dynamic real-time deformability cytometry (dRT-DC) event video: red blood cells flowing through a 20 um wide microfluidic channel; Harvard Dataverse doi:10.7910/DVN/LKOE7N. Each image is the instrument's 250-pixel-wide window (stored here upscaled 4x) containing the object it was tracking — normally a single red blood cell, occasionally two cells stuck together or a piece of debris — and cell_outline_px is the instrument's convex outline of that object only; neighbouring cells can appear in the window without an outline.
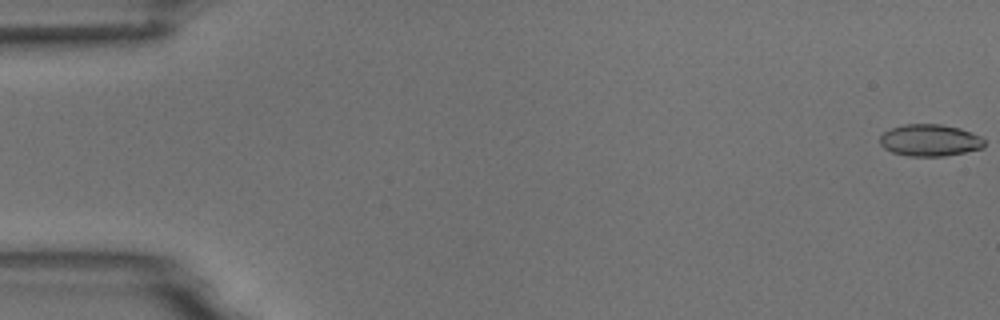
{"species": "common noctule bat (a hibernating species)", "species_latin": "Nyctalus noctula", "temperature_condition": "room temperature", "stored_images_in_passage": 5, "camera_frame_rate_fps": 3000, "um_per_image_px": 0.085, "animal": {"sex": "male", "body_mass_g": 18.8}, "frame": {"image": 1, "passage_image": 1, "time_ms": 0.0, "image_size_px": [1000, 320], "cell_outline_px": [[984, 148], [944, 156], [908, 156], [892, 152], [884, 148], [880, 144], [880, 136], [884, 132], [892, 128], [904, 124], [940, 124], [960, 128], [972, 132], [980, 136], [984, 140]], "centroid_in_image_um": [79.04, 11.92], "position_along_channel_um": 6.0, "area_um2": 19.42}}
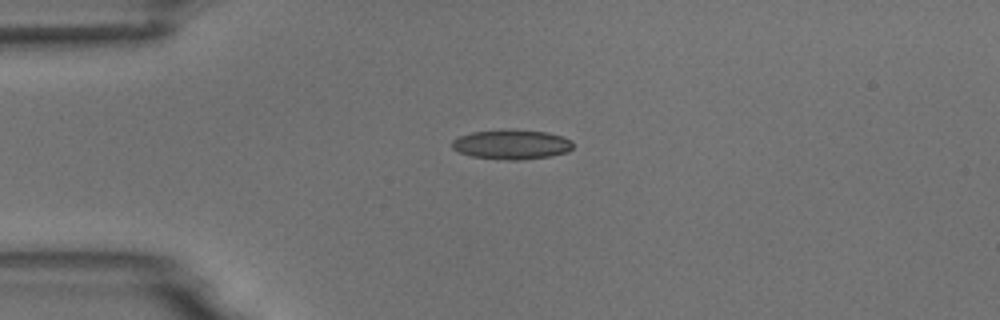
{"frame": {"image": 2, "passage_image": 4, "time_ms": 4.333, "image_size_px": [1000, 320], "cell_outline_px": [[572, 148], [568, 152], [548, 156], [520, 160], [504, 160], [472, 156], [460, 152], [452, 148], [452, 140], [460, 136], [472, 132], [548, 132], [572, 140]], "centroid_in_image_um": [43.49, 12.32], "position_along_channel_um": 41.5, "area_um2": 19.94}}